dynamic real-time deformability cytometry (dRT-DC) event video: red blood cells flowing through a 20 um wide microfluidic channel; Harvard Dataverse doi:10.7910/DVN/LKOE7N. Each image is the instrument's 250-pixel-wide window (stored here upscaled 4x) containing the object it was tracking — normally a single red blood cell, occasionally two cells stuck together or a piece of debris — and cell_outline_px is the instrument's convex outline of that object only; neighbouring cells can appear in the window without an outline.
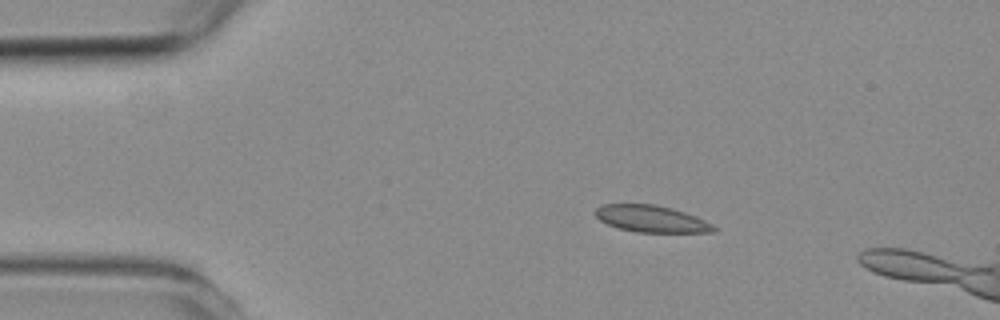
{"species": "common noctule bat (a hibernating species)", "species_latin": "Nyctalus noctula", "temperature_condition": "room temperature", "stored_images_in_passage": 3, "camera_frame_rate_fps": 3000, "um_per_image_px": 0.085, "animal": {"sex": "female", "body_mass_g": 19.3, "forearm_length_mm": 54.1}, "frame": {"image": 1, "passage_image": 1, "time_ms": 0.0, "image_size_px": [1000, 320], "cell_outline_px": [[720, 228], [716, 232], [636, 232], [620, 228], [608, 224], [600, 220], [592, 212], [600, 204], [656, 204], [672, 208], [696, 216]], "centroid_in_image_um": [55.37, 18.59], "position_along_channel_um": 29.6, "area_um2": 18.61}}